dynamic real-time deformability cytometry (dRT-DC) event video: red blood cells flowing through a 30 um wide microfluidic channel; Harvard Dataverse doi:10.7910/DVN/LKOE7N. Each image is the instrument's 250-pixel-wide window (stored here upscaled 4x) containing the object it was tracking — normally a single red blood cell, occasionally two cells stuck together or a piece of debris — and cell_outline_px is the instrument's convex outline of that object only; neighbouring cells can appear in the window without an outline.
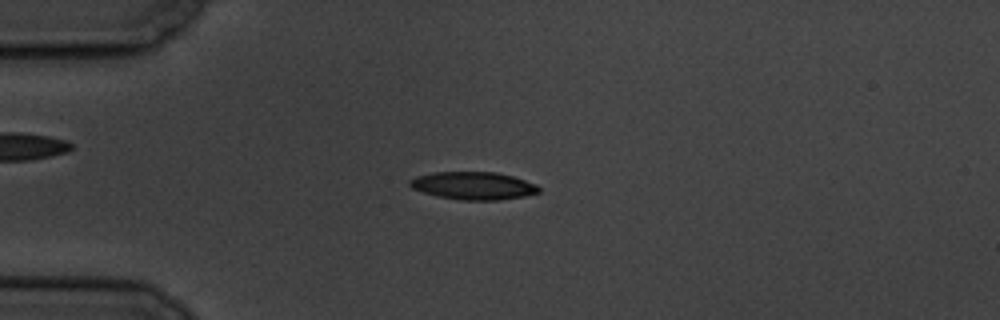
{"species": "common noctule bat (a hibernating species)", "species_latin": "Nyctalus noctula", "temperature_condition": "cold", "stored_images_in_passage": 7, "camera_frame_rate_fps": 3000, "um_per_image_px": 0.085, "animal": {"sex": "male", "body_mass_g": 19.5, "forearm_length_mm": 54.6}, "frame": {"image": 1, "passage_image": 4, "time_ms": 3.333, "image_size_px": [1000, 320], "cell_outline_px": [[540, 192], [524, 196], [496, 200], [460, 200], [436, 196], [412, 188], [408, 184], [408, 180], [416, 176], [432, 172], [496, 172], [512, 176], [536, 184], [540, 188]], "centroid_in_image_um": [40.21, 15.78], "position_along_channel_um": 44.8, "area_um2": 20.87}}
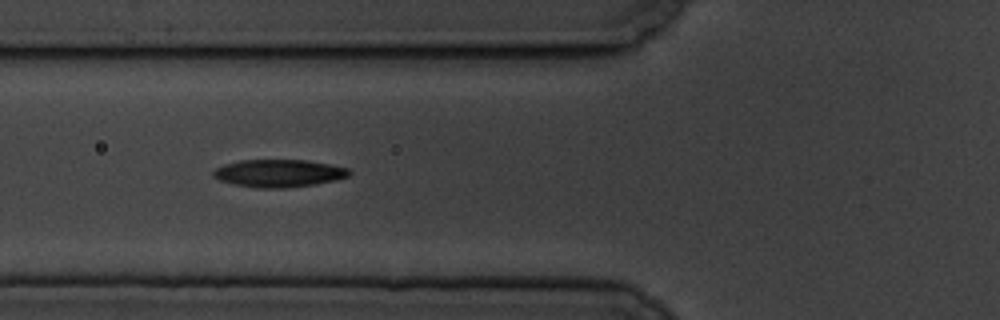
{"frame": {"image": 2, "passage_image": 6, "time_ms": 5.667, "image_size_px": [1000, 320], "cell_outline_px": [[352, 172], [348, 176], [336, 180], [316, 184], [284, 188], [256, 188], [232, 184], [220, 180], [212, 176], [212, 172], [216, 168], [224, 164], [240, 160], [308, 160], [348, 168]], "centroid_in_image_um": [23.68, 14.73], "position_along_channel_um": 102.1, "area_um2": 21.96}}
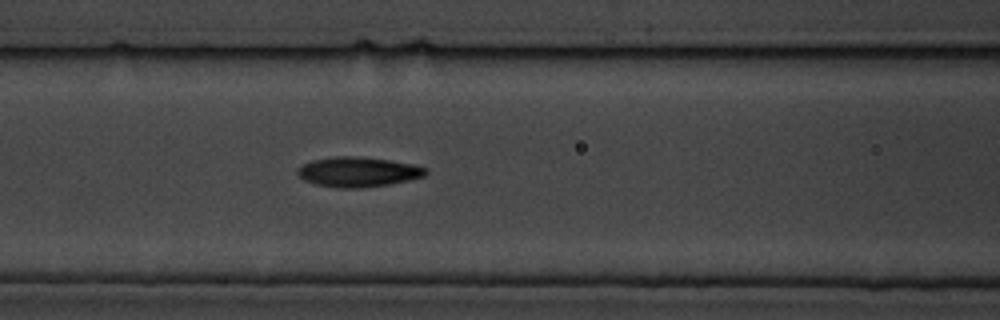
{"frame": {"image": 3, "passage_image": 7, "time_ms": 6.667, "image_size_px": [1000, 320], "cell_outline_px": [[428, 172], [424, 176], [408, 180], [388, 184], [360, 188], [340, 188], [316, 184], [304, 180], [296, 176], [296, 168], [312, 160], [336, 156], [352, 156], [388, 160], [412, 164], [428, 168]], "centroid_in_image_um": [30.4, 14.61], "position_along_channel_um": 136.2, "area_um2": 22.25}}